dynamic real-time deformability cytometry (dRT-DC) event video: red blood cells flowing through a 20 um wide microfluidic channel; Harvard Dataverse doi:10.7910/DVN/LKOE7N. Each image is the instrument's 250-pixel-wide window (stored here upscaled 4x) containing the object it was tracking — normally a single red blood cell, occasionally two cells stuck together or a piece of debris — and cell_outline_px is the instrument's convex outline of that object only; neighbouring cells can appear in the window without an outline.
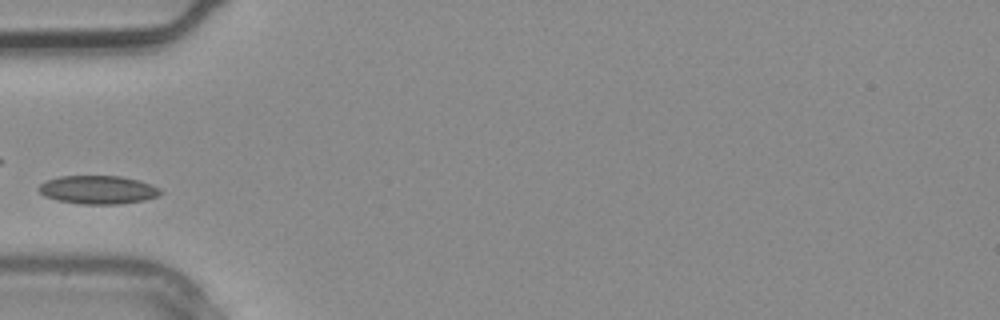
{"species": "common noctule bat (a hibernating species)", "species_latin": "Nyctalus noctula", "temperature_condition": "warm", "stored_images_in_passage": 1, "camera_frame_rate_fps": 3000, "um_per_image_px": 0.085, "animal": {"sex": "male", "body_mass_g": 20.4}, "frame": {"image": 1, "passage_image": 1, "time_ms": 0.0, "image_size_px": [1000, 320], "cell_outline_px": [[164, 192], [156, 196], [144, 200], [120, 204], [80, 204], [56, 200], [44, 196], [36, 188], [44, 180], [60, 176], [120, 176], [140, 180], [152, 184], [160, 188]], "centroid_in_image_um": [8.31, 16.13], "position_along_channel_um": 76.7, "area_um2": 20.4}}